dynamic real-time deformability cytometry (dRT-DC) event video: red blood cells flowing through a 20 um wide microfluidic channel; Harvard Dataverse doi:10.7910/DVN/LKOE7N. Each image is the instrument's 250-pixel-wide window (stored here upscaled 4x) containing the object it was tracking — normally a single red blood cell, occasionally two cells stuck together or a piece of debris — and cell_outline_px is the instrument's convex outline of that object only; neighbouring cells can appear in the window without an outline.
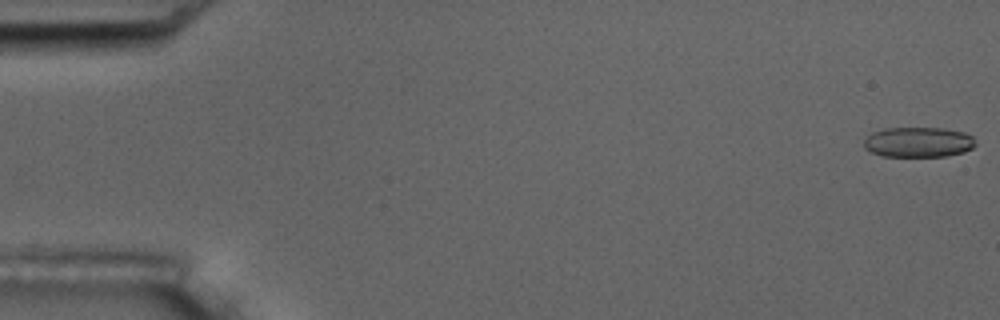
{"species": "common noctule bat (a hibernating species)", "species_latin": "Nyctalus noctula", "temperature_condition": "room temperature", "stored_images_in_passage": 6, "camera_frame_rate_fps": 3000, "um_per_image_px": 0.085, "animal": {"sex": "male", "body_mass_g": 17.5, "forearm_length_mm": 52.3}, "frame": {"image": 1, "passage_image": 1, "time_ms": 0.0, "image_size_px": [1000, 320], "cell_outline_px": [[976, 144], [972, 148], [964, 152], [948, 156], [884, 156], [872, 152], [864, 148], [864, 140], [872, 132], [884, 128], [944, 128], [964, 132], [972, 136]], "centroid_in_image_um": [78.07, 12.08], "position_along_channel_um": 6.9, "area_um2": 19.65}}
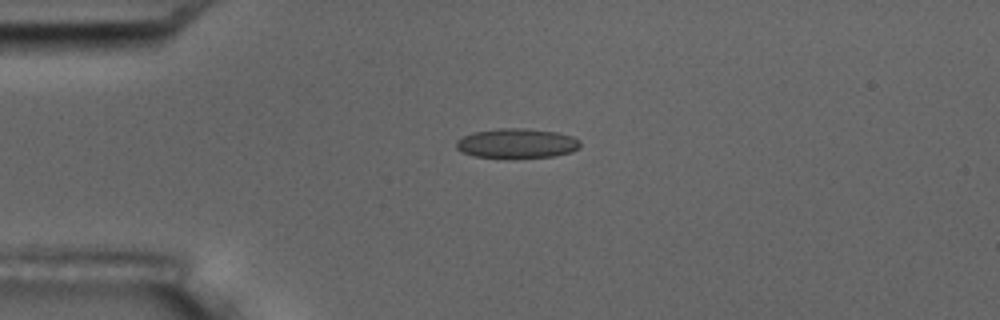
{"frame": {"image": 2, "passage_image": 4, "time_ms": 4.333, "image_size_px": [1000, 320], "cell_outline_px": [[580, 148], [572, 152], [556, 156], [476, 156], [464, 152], [456, 148], [456, 140], [472, 132], [496, 128], [528, 128], [556, 132], [572, 136], [580, 140]], "centroid_in_image_um": [43.97, 12.14], "position_along_channel_um": 41.0, "area_um2": 21.04}}